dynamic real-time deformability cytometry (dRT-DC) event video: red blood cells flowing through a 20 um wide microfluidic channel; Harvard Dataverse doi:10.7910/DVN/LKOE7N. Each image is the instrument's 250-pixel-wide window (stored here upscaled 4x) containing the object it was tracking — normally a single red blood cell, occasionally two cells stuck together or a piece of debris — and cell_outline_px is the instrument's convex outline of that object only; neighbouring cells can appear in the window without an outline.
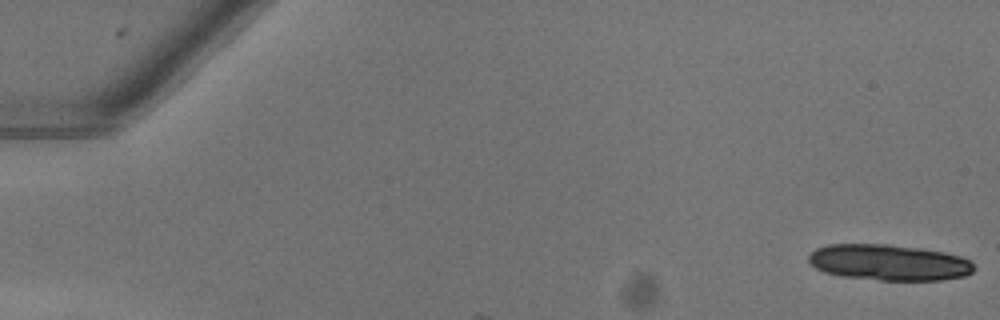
{"species": "common noctule bat (a hibernating species)", "species_latin": "Nyctalus noctula", "temperature_condition": "warm", "stored_images_in_passage": 16, "camera_frame_rate_fps": 3000, "um_per_image_px": 0.085, "animal": {"sex": "female"}, "frame": {"image": 1, "passage_image": 1, "time_ms": 0.0, "image_size_px": [1000, 320], "cell_outline_px": [[976, 268], [972, 272], [964, 276], [940, 280], [880, 280], [840, 276], [824, 272], [816, 268], [808, 260], [808, 256], [816, 248], [828, 244], [888, 244], [920, 248], [944, 252], [960, 256], [972, 260]], "centroid_in_image_um": [75.57, 22.3], "position_along_channel_um": 9.4, "area_um2": 34.85}}